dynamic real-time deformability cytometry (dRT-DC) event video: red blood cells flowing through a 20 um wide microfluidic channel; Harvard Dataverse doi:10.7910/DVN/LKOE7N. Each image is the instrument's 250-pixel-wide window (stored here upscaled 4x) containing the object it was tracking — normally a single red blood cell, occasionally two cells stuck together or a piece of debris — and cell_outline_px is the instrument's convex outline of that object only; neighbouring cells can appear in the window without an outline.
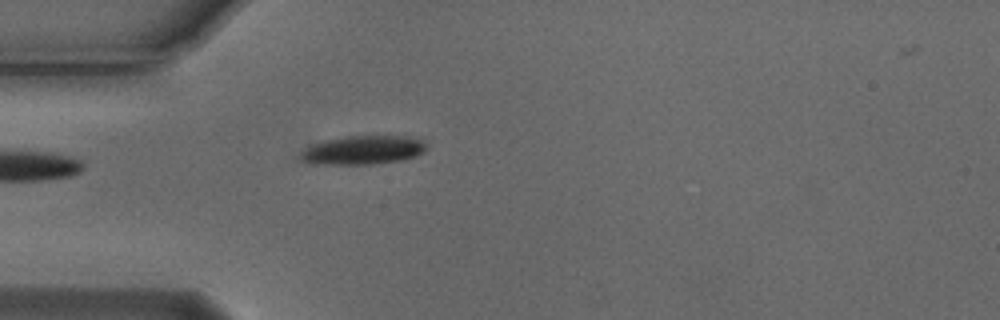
{"species": "Egyptian fruit bat (a non-hibernating species)", "species_latin": "Rousettus aegyptiacus", "temperature_condition": "cold", "stored_images_in_passage": 3, "camera_frame_rate_fps": 3000, "um_per_image_px": 0.085, "animal": {"sex": "male"}, "frame": {"image": 1, "passage_image": 3, "time_ms": 0.667, "image_size_px": [1000, 320], "cell_outline_px": [[428, 148], [424, 152], [416, 156], [404, 160], [372, 164], [312, 164], [300, 160], [296, 156], [300, 152], [312, 144], [324, 140], [348, 136], [408, 136], [424, 140], [428, 144]], "centroid_in_image_um": [30.86, 12.76], "position_along_channel_um": 54.1, "area_um2": 21.56}}